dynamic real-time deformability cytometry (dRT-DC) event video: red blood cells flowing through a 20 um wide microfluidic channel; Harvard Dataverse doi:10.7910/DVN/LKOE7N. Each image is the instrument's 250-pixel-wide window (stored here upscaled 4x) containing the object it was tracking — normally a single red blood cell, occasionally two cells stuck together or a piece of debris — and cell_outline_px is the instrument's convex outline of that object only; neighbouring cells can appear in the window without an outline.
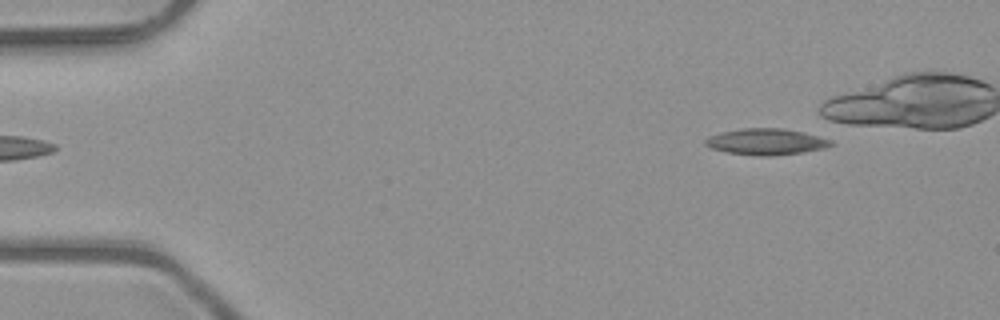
{"species": "common noctule bat (a hibernating species)", "species_latin": "Nyctalus noctula", "temperature_condition": "room temperature", "stored_images_in_passage": 4, "segment_of_instrument_passage": [2, 2], "camera_frame_rate_fps": 3000, "um_per_image_px": 0.085, "animal": {"sex": "male", "body_mass_g": 23.1, "forearm_length_mm": 52.7}, "frame": {"image": 1, "passage_image": 4, "time_ms": 1.0, "image_size_px": [1000, 320], "cell_outline_px": [[832, 144], [824, 148], [804, 152], [772, 156], [756, 156], [728, 152], [712, 148], [704, 144], [704, 140], [708, 136], [720, 132], [744, 128], [784, 128], [804, 132], [832, 140]], "centroid_in_image_um": [65.11, 12.04], "position_along_channel_um": 19.9, "area_um2": 19.25}}